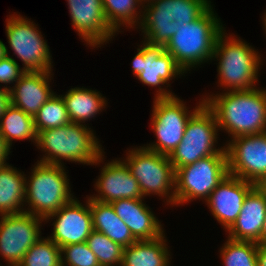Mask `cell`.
Returning a JSON list of instances; mask_svg holds the SVG:
<instances>
[{"mask_svg": "<svg viewBox=\"0 0 266 266\" xmlns=\"http://www.w3.org/2000/svg\"><path fill=\"white\" fill-rule=\"evenodd\" d=\"M51 73L26 71L13 87H7L11 105L34 117L43 104L54 95L49 86Z\"/></svg>", "mask_w": 266, "mask_h": 266, "instance_id": "19", "label": "cell"}, {"mask_svg": "<svg viewBox=\"0 0 266 266\" xmlns=\"http://www.w3.org/2000/svg\"><path fill=\"white\" fill-rule=\"evenodd\" d=\"M102 6L107 23L116 32H118L120 26H124V24L126 27L130 26V28H134L137 23H141L139 20L142 19L140 18L142 14L138 13L136 10L137 7L139 8L142 6L140 0H102Z\"/></svg>", "mask_w": 266, "mask_h": 266, "instance_id": "27", "label": "cell"}, {"mask_svg": "<svg viewBox=\"0 0 266 266\" xmlns=\"http://www.w3.org/2000/svg\"><path fill=\"white\" fill-rule=\"evenodd\" d=\"M11 105L10 91L7 89V85L0 88V118L5 113V110Z\"/></svg>", "mask_w": 266, "mask_h": 266, "instance_id": "34", "label": "cell"}, {"mask_svg": "<svg viewBox=\"0 0 266 266\" xmlns=\"http://www.w3.org/2000/svg\"><path fill=\"white\" fill-rule=\"evenodd\" d=\"M0 133L9 149L14 139H31L35 144L37 142L34 117L13 105H10L0 118Z\"/></svg>", "mask_w": 266, "mask_h": 266, "instance_id": "26", "label": "cell"}, {"mask_svg": "<svg viewBox=\"0 0 266 266\" xmlns=\"http://www.w3.org/2000/svg\"><path fill=\"white\" fill-rule=\"evenodd\" d=\"M219 130L236 138L266 132V90L227 91L204 99Z\"/></svg>", "mask_w": 266, "mask_h": 266, "instance_id": "1", "label": "cell"}, {"mask_svg": "<svg viewBox=\"0 0 266 266\" xmlns=\"http://www.w3.org/2000/svg\"><path fill=\"white\" fill-rule=\"evenodd\" d=\"M61 96L65 102L70 122L77 124L94 118L99 111L105 108L107 103L100 92L83 87L71 88L65 96Z\"/></svg>", "mask_w": 266, "mask_h": 266, "instance_id": "25", "label": "cell"}, {"mask_svg": "<svg viewBox=\"0 0 266 266\" xmlns=\"http://www.w3.org/2000/svg\"><path fill=\"white\" fill-rule=\"evenodd\" d=\"M26 174L4 163L0 165V216L23 213ZM22 205V207H21Z\"/></svg>", "mask_w": 266, "mask_h": 266, "instance_id": "23", "label": "cell"}, {"mask_svg": "<svg viewBox=\"0 0 266 266\" xmlns=\"http://www.w3.org/2000/svg\"><path fill=\"white\" fill-rule=\"evenodd\" d=\"M256 185L228 174L205 200L214 218L227 231L236 221L247 194Z\"/></svg>", "mask_w": 266, "mask_h": 266, "instance_id": "17", "label": "cell"}, {"mask_svg": "<svg viewBox=\"0 0 266 266\" xmlns=\"http://www.w3.org/2000/svg\"><path fill=\"white\" fill-rule=\"evenodd\" d=\"M0 219V255L9 266H18L40 239V224L45 220L26 212L1 215Z\"/></svg>", "mask_w": 266, "mask_h": 266, "instance_id": "12", "label": "cell"}, {"mask_svg": "<svg viewBox=\"0 0 266 266\" xmlns=\"http://www.w3.org/2000/svg\"><path fill=\"white\" fill-rule=\"evenodd\" d=\"M4 164V162L0 159V165Z\"/></svg>", "mask_w": 266, "mask_h": 266, "instance_id": "42", "label": "cell"}, {"mask_svg": "<svg viewBox=\"0 0 266 266\" xmlns=\"http://www.w3.org/2000/svg\"><path fill=\"white\" fill-rule=\"evenodd\" d=\"M26 71L20 69L19 63L9 55L0 59V83L17 82Z\"/></svg>", "mask_w": 266, "mask_h": 266, "instance_id": "33", "label": "cell"}, {"mask_svg": "<svg viewBox=\"0 0 266 266\" xmlns=\"http://www.w3.org/2000/svg\"><path fill=\"white\" fill-rule=\"evenodd\" d=\"M154 99L151 127L155 132L157 142L147 144L145 148L169 156L182 141L190 117L204 104V97L191 113L183 100L177 98L176 95L171 98Z\"/></svg>", "mask_w": 266, "mask_h": 266, "instance_id": "10", "label": "cell"}, {"mask_svg": "<svg viewBox=\"0 0 266 266\" xmlns=\"http://www.w3.org/2000/svg\"><path fill=\"white\" fill-rule=\"evenodd\" d=\"M227 152H219L175 170V205L206 200L228 175Z\"/></svg>", "mask_w": 266, "mask_h": 266, "instance_id": "8", "label": "cell"}, {"mask_svg": "<svg viewBox=\"0 0 266 266\" xmlns=\"http://www.w3.org/2000/svg\"><path fill=\"white\" fill-rule=\"evenodd\" d=\"M143 199H118L112 201L111 205L137 241L154 240L165 233L161 223Z\"/></svg>", "mask_w": 266, "mask_h": 266, "instance_id": "20", "label": "cell"}, {"mask_svg": "<svg viewBox=\"0 0 266 266\" xmlns=\"http://www.w3.org/2000/svg\"><path fill=\"white\" fill-rule=\"evenodd\" d=\"M63 166L64 164L37 163L32 169L30 179L26 177L25 203L31 208L25 209L24 212L45 219L73 200L69 179Z\"/></svg>", "mask_w": 266, "mask_h": 266, "instance_id": "6", "label": "cell"}, {"mask_svg": "<svg viewBox=\"0 0 266 266\" xmlns=\"http://www.w3.org/2000/svg\"><path fill=\"white\" fill-rule=\"evenodd\" d=\"M225 148L230 175L255 185L266 176V132L233 138Z\"/></svg>", "mask_w": 266, "mask_h": 266, "instance_id": "13", "label": "cell"}, {"mask_svg": "<svg viewBox=\"0 0 266 266\" xmlns=\"http://www.w3.org/2000/svg\"><path fill=\"white\" fill-rule=\"evenodd\" d=\"M210 3L208 0H155L143 5L139 27L144 42L165 47L182 26L201 17L211 7Z\"/></svg>", "mask_w": 266, "mask_h": 266, "instance_id": "3", "label": "cell"}, {"mask_svg": "<svg viewBox=\"0 0 266 266\" xmlns=\"http://www.w3.org/2000/svg\"><path fill=\"white\" fill-rule=\"evenodd\" d=\"M69 123L70 119L65 102L62 96L56 95L55 93L43 104L34 116L36 133L46 129L62 127Z\"/></svg>", "mask_w": 266, "mask_h": 266, "instance_id": "28", "label": "cell"}, {"mask_svg": "<svg viewBox=\"0 0 266 266\" xmlns=\"http://www.w3.org/2000/svg\"><path fill=\"white\" fill-rule=\"evenodd\" d=\"M86 244L96 255L100 266H121L123 247L101 232L93 230Z\"/></svg>", "mask_w": 266, "mask_h": 266, "instance_id": "30", "label": "cell"}, {"mask_svg": "<svg viewBox=\"0 0 266 266\" xmlns=\"http://www.w3.org/2000/svg\"><path fill=\"white\" fill-rule=\"evenodd\" d=\"M100 266L86 242L61 247V266Z\"/></svg>", "mask_w": 266, "mask_h": 266, "instance_id": "32", "label": "cell"}, {"mask_svg": "<svg viewBox=\"0 0 266 266\" xmlns=\"http://www.w3.org/2000/svg\"><path fill=\"white\" fill-rule=\"evenodd\" d=\"M10 149L6 146L3 141V137L0 133V159L5 163L8 155L10 154Z\"/></svg>", "mask_w": 266, "mask_h": 266, "instance_id": "36", "label": "cell"}, {"mask_svg": "<svg viewBox=\"0 0 266 266\" xmlns=\"http://www.w3.org/2000/svg\"><path fill=\"white\" fill-rule=\"evenodd\" d=\"M8 54L6 45L0 40V59L5 58Z\"/></svg>", "mask_w": 266, "mask_h": 266, "instance_id": "37", "label": "cell"}, {"mask_svg": "<svg viewBox=\"0 0 266 266\" xmlns=\"http://www.w3.org/2000/svg\"><path fill=\"white\" fill-rule=\"evenodd\" d=\"M256 186L266 196V176Z\"/></svg>", "mask_w": 266, "mask_h": 266, "instance_id": "38", "label": "cell"}, {"mask_svg": "<svg viewBox=\"0 0 266 266\" xmlns=\"http://www.w3.org/2000/svg\"><path fill=\"white\" fill-rule=\"evenodd\" d=\"M211 6L201 17L182 26L164 50L170 53L184 71L212 60L218 35L224 30Z\"/></svg>", "mask_w": 266, "mask_h": 266, "instance_id": "4", "label": "cell"}, {"mask_svg": "<svg viewBox=\"0 0 266 266\" xmlns=\"http://www.w3.org/2000/svg\"><path fill=\"white\" fill-rule=\"evenodd\" d=\"M86 125L70 122L37 133V148L46 152L38 162L62 165V160L97 165L103 162L102 146ZM62 159V160H61Z\"/></svg>", "mask_w": 266, "mask_h": 266, "instance_id": "2", "label": "cell"}, {"mask_svg": "<svg viewBox=\"0 0 266 266\" xmlns=\"http://www.w3.org/2000/svg\"><path fill=\"white\" fill-rule=\"evenodd\" d=\"M222 31L216 40L213 57L219 61V84L226 91L250 90L256 88L261 55L245 41ZM229 87V89H228Z\"/></svg>", "mask_w": 266, "mask_h": 266, "instance_id": "5", "label": "cell"}, {"mask_svg": "<svg viewBox=\"0 0 266 266\" xmlns=\"http://www.w3.org/2000/svg\"><path fill=\"white\" fill-rule=\"evenodd\" d=\"M72 25L90 46L101 47L116 31L107 23L102 0H67ZM99 45V46H98Z\"/></svg>", "mask_w": 266, "mask_h": 266, "instance_id": "16", "label": "cell"}, {"mask_svg": "<svg viewBox=\"0 0 266 266\" xmlns=\"http://www.w3.org/2000/svg\"><path fill=\"white\" fill-rule=\"evenodd\" d=\"M52 217L57 219L53 223L52 236L48 238L60 248L70 244L86 242L93 231L90 196L87 198L85 206L77 198H74L58 211L48 215L44 220L53 219Z\"/></svg>", "mask_w": 266, "mask_h": 266, "instance_id": "15", "label": "cell"}, {"mask_svg": "<svg viewBox=\"0 0 266 266\" xmlns=\"http://www.w3.org/2000/svg\"><path fill=\"white\" fill-rule=\"evenodd\" d=\"M264 16H265V17L263 18V19H264V20H263V22H264V23H263V24H264L263 26H265L264 28H265V33H266V13L264 14Z\"/></svg>", "mask_w": 266, "mask_h": 266, "instance_id": "41", "label": "cell"}, {"mask_svg": "<svg viewBox=\"0 0 266 266\" xmlns=\"http://www.w3.org/2000/svg\"><path fill=\"white\" fill-rule=\"evenodd\" d=\"M257 262L258 266H266V244H258Z\"/></svg>", "mask_w": 266, "mask_h": 266, "instance_id": "35", "label": "cell"}, {"mask_svg": "<svg viewBox=\"0 0 266 266\" xmlns=\"http://www.w3.org/2000/svg\"><path fill=\"white\" fill-rule=\"evenodd\" d=\"M258 243L252 241L226 240L221 248L224 266H258Z\"/></svg>", "mask_w": 266, "mask_h": 266, "instance_id": "29", "label": "cell"}, {"mask_svg": "<svg viewBox=\"0 0 266 266\" xmlns=\"http://www.w3.org/2000/svg\"><path fill=\"white\" fill-rule=\"evenodd\" d=\"M18 266H61V248L48 237L40 238Z\"/></svg>", "mask_w": 266, "mask_h": 266, "instance_id": "31", "label": "cell"}, {"mask_svg": "<svg viewBox=\"0 0 266 266\" xmlns=\"http://www.w3.org/2000/svg\"><path fill=\"white\" fill-rule=\"evenodd\" d=\"M219 128L214 113L204 103L188 120L182 141L169 155L174 170L192 164L199 159L226 152L215 147Z\"/></svg>", "mask_w": 266, "mask_h": 266, "instance_id": "9", "label": "cell"}, {"mask_svg": "<svg viewBox=\"0 0 266 266\" xmlns=\"http://www.w3.org/2000/svg\"><path fill=\"white\" fill-rule=\"evenodd\" d=\"M260 244H266V218L261 232Z\"/></svg>", "mask_w": 266, "mask_h": 266, "instance_id": "39", "label": "cell"}, {"mask_svg": "<svg viewBox=\"0 0 266 266\" xmlns=\"http://www.w3.org/2000/svg\"><path fill=\"white\" fill-rule=\"evenodd\" d=\"M93 230L109 237L123 248L137 240L131 234L128 226L116 215L111 203H104L90 197Z\"/></svg>", "mask_w": 266, "mask_h": 266, "instance_id": "22", "label": "cell"}, {"mask_svg": "<svg viewBox=\"0 0 266 266\" xmlns=\"http://www.w3.org/2000/svg\"><path fill=\"white\" fill-rule=\"evenodd\" d=\"M128 152L126 159L122 161L138 181L143 197L150 194L161 198L165 196L166 201L174 206L175 170L169 156L148 150L144 146Z\"/></svg>", "mask_w": 266, "mask_h": 266, "instance_id": "7", "label": "cell"}, {"mask_svg": "<svg viewBox=\"0 0 266 266\" xmlns=\"http://www.w3.org/2000/svg\"><path fill=\"white\" fill-rule=\"evenodd\" d=\"M265 218L266 196L255 186L245 197L236 221L227 230L228 238L260 244Z\"/></svg>", "mask_w": 266, "mask_h": 266, "instance_id": "21", "label": "cell"}, {"mask_svg": "<svg viewBox=\"0 0 266 266\" xmlns=\"http://www.w3.org/2000/svg\"><path fill=\"white\" fill-rule=\"evenodd\" d=\"M132 61V71L143 84L159 87L155 98L174 97L170 90L160 85L169 86V81L185 73L175 62L174 57L163 46H153L143 42Z\"/></svg>", "mask_w": 266, "mask_h": 266, "instance_id": "14", "label": "cell"}, {"mask_svg": "<svg viewBox=\"0 0 266 266\" xmlns=\"http://www.w3.org/2000/svg\"><path fill=\"white\" fill-rule=\"evenodd\" d=\"M163 234L154 240L136 241L123 248L121 266H169L170 253Z\"/></svg>", "mask_w": 266, "mask_h": 266, "instance_id": "24", "label": "cell"}, {"mask_svg": "<svg viewBox=\"0 0 266 266\" xmlns=\"http://www.w3.org/2000/svg\"><path fill=\"white\" fill-rule=\"evenodd\" d=\"M95 186L99 195L90 197L104 203H111L118 199L144 198L138 181L126 164L117 159L102 167Z\"/></svg>", "mask_w": 266, "mask_h": 266, "instance_id": "18", "label": "cell"}, {"mask_svg": "<svg viewBox=\"0 0 266 266\" xmlns=\"http://www.w3.org/2000/svg\"><path fill=\"white\" fill-rule=\"evenodd\" d=\"M149 1H150V3L152 2V1H155V0H140V2H141V4L143 5V4H145V3H149ZM142 2H144V3H142Z\"/></svg>", "mask_w": 266, "mask_h": 266, "instance_id": "40", "label": "cell"}, {"mask_svg": "<svg viewBox=\"0 0 266 266\" xmlns=\"http://www.w3.org/2000/svg\"><path fill=\"white\" fill-rule=\"evenodd\" d=\"M6 19L8 43L17 58L23 62V69L30 72H51L52 59L47 42L37 25L21 15Z\"/></svg>", "mask_w": 266, "mask_h": 266, "instance_id": "11", "label": "cell"}]
</instances>
